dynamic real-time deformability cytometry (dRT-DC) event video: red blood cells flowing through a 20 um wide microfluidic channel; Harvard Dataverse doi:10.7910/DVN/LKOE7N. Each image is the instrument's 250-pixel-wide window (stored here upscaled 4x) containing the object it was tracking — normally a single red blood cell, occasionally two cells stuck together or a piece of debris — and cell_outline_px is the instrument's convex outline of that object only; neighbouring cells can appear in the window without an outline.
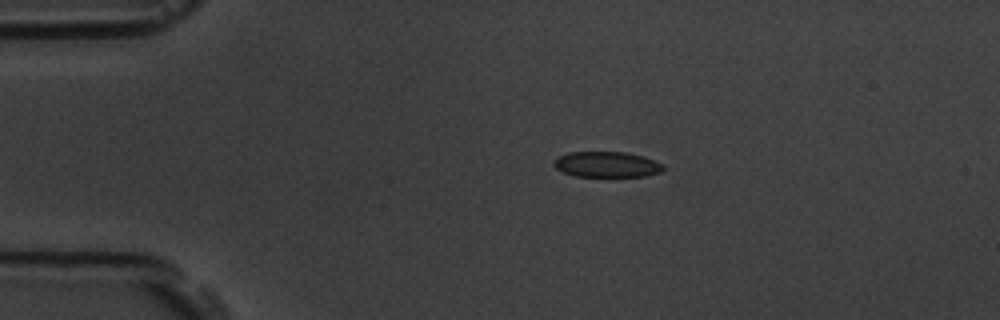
{"species": "common noctule bat (a hibernating species)", "species_latin": "Nyctalus noctula", "temperature_condition": "room temperature", "stored_images_in_passage": 5, "camera_frame_rate_fps": 3000, "um_per_image_px": 0.085, "animal": {"sex": "male", "body_mass_g": 19.5, "forearm_length_mm": 54.6}, "frame": {"image": 1, "passage_image": 3, "time_ms": 0.667, "image_size_px": [1000, 320], "cell_outline_px": [[664, 168], [660, 172], [644, 176], [576, 176], [564, 172], [556, 168], [552, 164], [552, 160], [568, 152], [624, 152], [640, 156], [664, 164]], "centroid_in_image_um": [51.54, 13.97], "position_along_channel_um": 33.5, "area_um2": 16.13}}
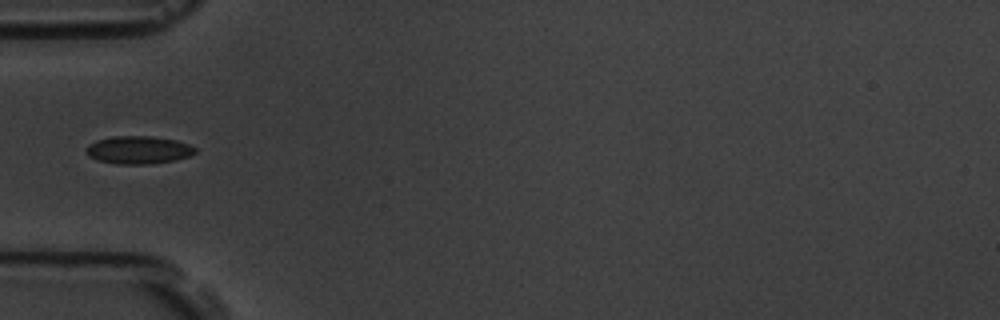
{"frame": {"image": 2, "passage_image": 5, "time_ms": 1.333, "image_size_px": [1000, 320], "cell_outline_px": [[196, 152], [188, 156], [176, 160], [152, 164], [116, 164], [96, 160], [88, 156], [84, 152], [84, 148], [88, 144], [96, 140], [112, 136], [152, 136], [176, 140], [188, 144], [196, 148]], "centroid_in_image_um": [11.71, 12.75], "position_along_channel_um": 73.3, "area_um2": 17.98}}